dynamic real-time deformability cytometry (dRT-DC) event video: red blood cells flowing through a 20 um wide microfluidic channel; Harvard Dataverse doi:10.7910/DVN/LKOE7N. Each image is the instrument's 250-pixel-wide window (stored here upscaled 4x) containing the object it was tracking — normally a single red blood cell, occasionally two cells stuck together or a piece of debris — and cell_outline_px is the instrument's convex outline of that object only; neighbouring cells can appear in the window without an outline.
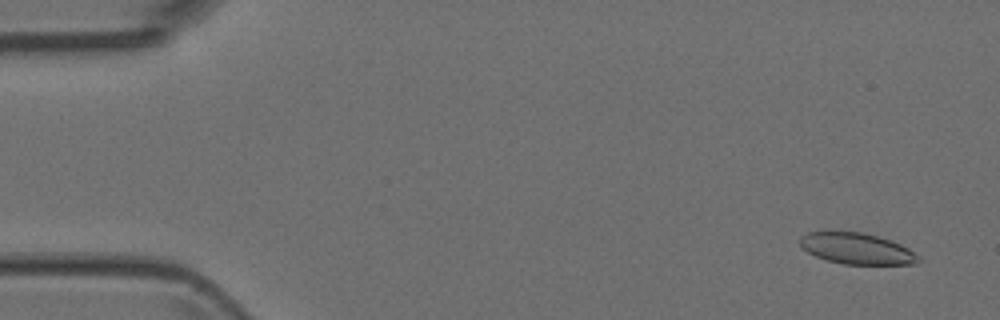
{"species": "Egyptian fruit bat (a non-hibernating species)", "species_latin": "Rousettus aegyptiacus", "temperature_condition": "room temperature", "stored_images_in_passage": 6, "camera_frame_rate_fps": 3000, "um_per_image_px": 0.085, "animal": {"sex": "female"}, "frame": {"image": 1, "passage_image": 1, "time_ms": 0.0, "image_size_px": [1000, 320], "cell_outline_px": [[920, 260], [916, 264], [844, 264], [828, 260], [816, 256], [808, 252], [800, 244], [800, 236], [808, 232], [824, 228], [860, 232], [876, 236], [900, 244], [908, 248], [920, 256]], "centroid_in_image_um": [72.76, 21.08], "position_along_channel_um": 12.2, "area_um2": 21.91}}
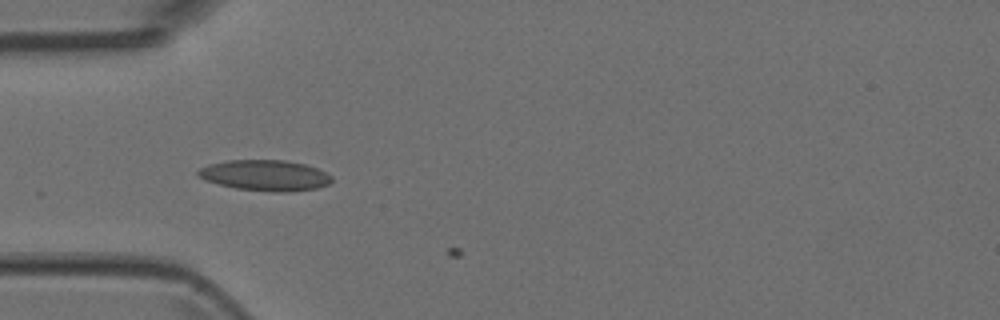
{"frame": {"image": 2, "passage_image": 5, "time_ms": 1.333, "image_size_px": [1000, 320], "cell_outline_px": [[332, 180], [328, 184], [316, 188], [292, 192], [272, 192], [236, 188], [204, 180], [196, 172], [200, 168], [208, 164], [228, 160], [284, 160], [304, 164], [316, 168], [332, 176]], "centroid_in_image_um": [22.53, 14.91], "position_along_channel_um": 62.5, "area_um2": 23.87}}